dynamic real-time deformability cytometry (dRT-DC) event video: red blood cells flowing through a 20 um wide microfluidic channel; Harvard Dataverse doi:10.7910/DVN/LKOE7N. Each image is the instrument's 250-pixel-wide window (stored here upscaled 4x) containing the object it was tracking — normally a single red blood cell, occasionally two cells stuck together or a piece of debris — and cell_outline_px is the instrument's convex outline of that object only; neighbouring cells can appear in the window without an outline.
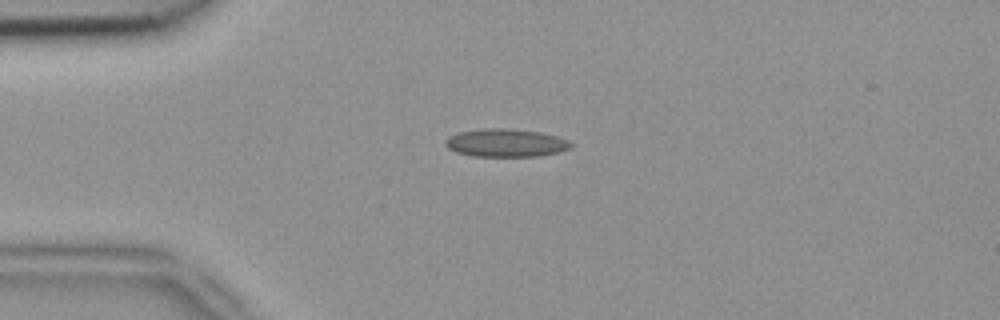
{"species": "common noctule bat (a hibernating species)", "species_latin": "Nyctalus noctula", "temperature_condition": "room temperature", "stored_images_in_passage": 4, "camera_frame_rate_fps": 3000, "um_per_image_px": 0.085, "animal": {"sex": "female", "body_mass_g": 18.4}, "frame": {"image": 1, "passage_image": 2, "time_ms": 0.333, "image_size_px": [1000, 320], "cell_outline_px": [[576, 144], [572, 148], [560, 152], [540, 156], [472, 156], [456, 152], [448, 148], [444, 144], [444, 140], [448, 136], [460, 132], [484, 128], [504, 128], [540, 132], [556, 136], [568, 140]], "centroid_in_image_um": [43.02, 12.15], "position_along_channel_um": 42.0, "area_um2": 20.69}}